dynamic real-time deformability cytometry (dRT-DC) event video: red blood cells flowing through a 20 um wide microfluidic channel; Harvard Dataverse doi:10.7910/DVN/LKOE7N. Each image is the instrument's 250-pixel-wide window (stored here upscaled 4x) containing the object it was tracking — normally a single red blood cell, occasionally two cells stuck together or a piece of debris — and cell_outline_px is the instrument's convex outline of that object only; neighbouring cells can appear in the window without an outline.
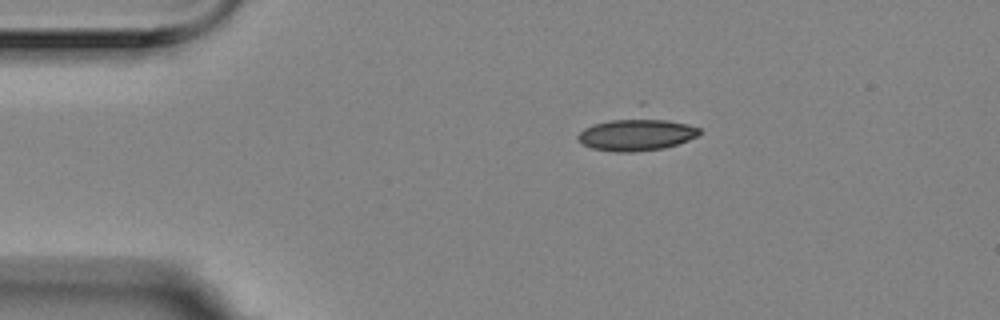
{"species": "Egyptian fruit bat (a non-hibernating species)", "species_latin": "Rousettus aegyptiacus", "temperature_condition": "room temperature", "stored_images_in_passage": 2, "camera_frame_rate_fps": 3000, "um_per_image_px": 0.085, "animal": {"sex": "female"}, "frame": {"image": 1, "passage_image": 2, "time_ms": 0.333, "image_size_px": [1000, 320], "cell_outline_px": [[700, 132], [696, 136], [688, 140], [664, 148], [632, 152], [616, 152], [592, 148], [584, 144], [576, 136], [584, 128], [640, 100], [644, 100], [700, 128]], "centroid_in_image_um": [54.22, 11.04], "position_along_channel_um": 30.8, "area_um2": 28.84}}